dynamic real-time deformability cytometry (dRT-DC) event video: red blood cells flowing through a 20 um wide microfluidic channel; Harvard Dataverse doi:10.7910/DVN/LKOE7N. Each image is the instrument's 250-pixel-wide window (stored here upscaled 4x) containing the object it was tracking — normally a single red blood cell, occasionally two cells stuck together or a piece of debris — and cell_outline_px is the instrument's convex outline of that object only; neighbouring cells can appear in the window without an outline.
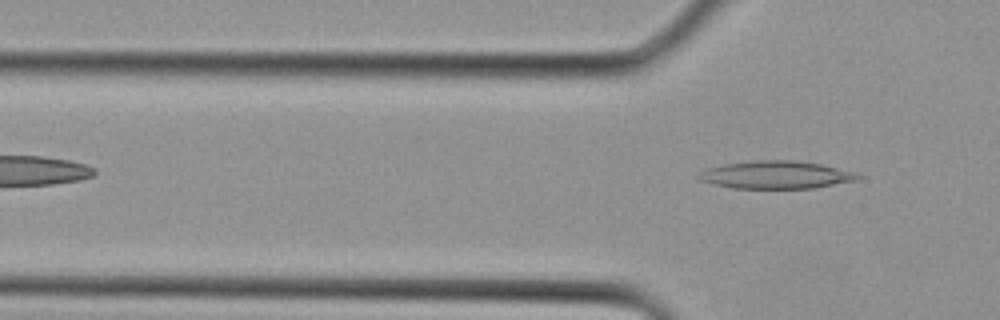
{"species": "Egyptian fruit bat (a non-hibernating species)", "species_latin": "Rousettus aegyptiacus", "temperature_condition": "cold", "stored_images_in_passage": 2, "camera_frame_rate_fps": 3000, "um_per_image_px": 0.085, "animal": {"sex": "female"}, "frame": {"image": 1, "passage_image": 2, "time_ms": 0.333, "image_size_px": [1000, 320], "cell_outline_px": [[864, 176], [856, 180], [812, 188], [732, 188], [712, 184], [700, 180], [696, 176], [696, 172], [708, 168], [724, 164], [752, 160], [792, 160], [820, 164], [856, 172]], "centroid_in_image_um": [65.92, 14.86], "position_along_channel_um": 59.9, "area_um2": 25.78}}